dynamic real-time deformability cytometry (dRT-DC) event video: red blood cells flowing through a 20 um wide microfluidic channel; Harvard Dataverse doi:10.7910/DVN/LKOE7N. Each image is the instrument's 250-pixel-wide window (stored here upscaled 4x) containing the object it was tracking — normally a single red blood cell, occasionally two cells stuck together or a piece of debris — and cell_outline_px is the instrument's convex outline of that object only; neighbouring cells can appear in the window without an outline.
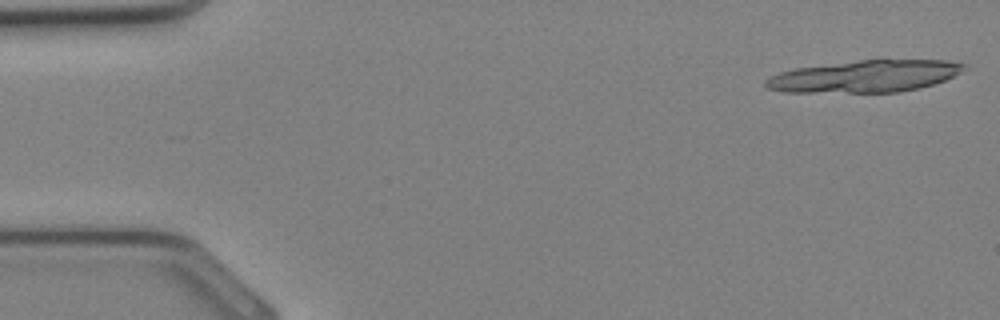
{"species": "Egyptian fruit bat (a non-hibernating species)", "species_latin": "Rousettus aegyptiacus", "temperature_condition": "cold", "stored_images_in_passage": 25, "camera_frame_rate_fps": 3000, "um_per_image_px": 0.085, "animal": {"sex": "female"}, "frame": {"image": 1, "passage_image": 1, "time_ms": 0.0, "image_size_px": [1000, 320], "cell_outline_px": [[964, 68], [960, 72], [944, 80], [920, 88], [900, 92], [784, 92], [768, 88], [764, 84], [764, 80], [780, 72], [792, 68], [880, 56], [884, 56], [944, 60], [964, 64]], "centroid_in_image_um": [73.53, 6.42], "position_along_channel_um": 11.5, "area_um2": 38.38}}